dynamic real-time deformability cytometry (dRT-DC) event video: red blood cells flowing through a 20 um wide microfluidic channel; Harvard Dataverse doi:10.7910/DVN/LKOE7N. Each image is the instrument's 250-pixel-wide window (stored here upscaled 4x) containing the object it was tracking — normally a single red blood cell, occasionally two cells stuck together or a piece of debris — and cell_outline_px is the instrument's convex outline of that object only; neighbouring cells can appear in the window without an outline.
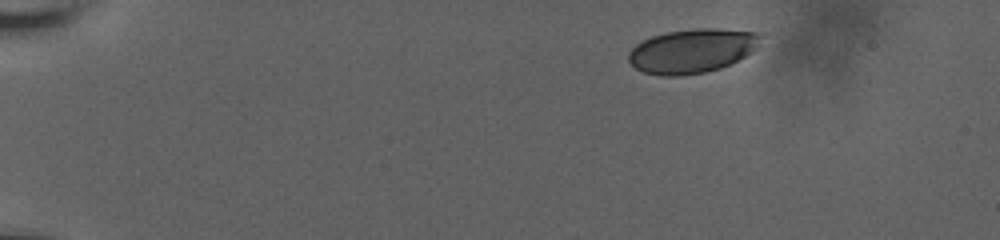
{"species": "human", "species_latin": "Homo sapiens", "temperature_condition": "room temperature", "stored_images_in_passage": 12, "camera_frame_rate_fps": 3000, "um_per_image_px": 0.085, "donor": {"sex": "male"}, "frame": {"image": 1, "passage_image": 1, "time_ms": 0.0, "image_size_px": [1000, 240], "cell_outline_px": [[760, 36], [756, 48], [752, 52], [732, 64], [720, 68], [704, 72], [680, 76], [660, 76], [644, 72], [636, 68], [628, 60], [628, 52], [636, 44], [652, 36], [668, 32], [696, 28], [720, 28], [760, 32]], "centroid_in_image_um": [58.83, 4.32], "position_along_channel_um": 26.2, "area_um2": 34.04}}
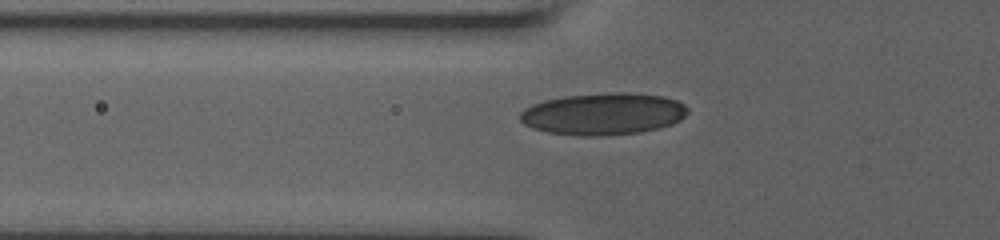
{"frame": {"image": 2, "passage_image": 9, "time_ms": 4.333, "image_size_px": [1000, 240], "cell_outline_px": [[688, 112], [680, 120], [672, 124], [660, 128], [640, 132], [604, 136], [576, 136], [548, 132], [532, 128], [524, 124], [520, 120], [520, 112], [524, 108], [532, 104], [544, 100], [564, 96], [612, 92], [628, 92], [664, 96], [676, 100], [684, 104], [688, 108]], "centroid_in_image_um": [51.28, 9.68], "position_along_channel_um": 74.5, "area_um2": 41.33}}
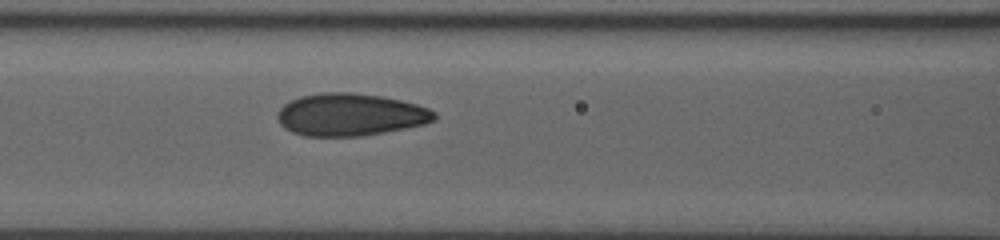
{"frame": {"image": 3, "passage_image": 12, "time_ms": 6.0, "image_size_px": [1000, 240], "cell_outline_px": [[436, 116], [432, 120], [424, 124], [384, 132], [360, 136], [304, 136], [292, 132], [284, 128], [280, 124], [276, 116], [276, 112], [284, 104], [300, 96], [324, 92], [352, 92], [380, 96], [400, 100], [416, 104], [428, 108], [436, 112]], "centroid_in_image_um": [29.73, 9.74], "position_along_channel_um": 136.9, "area_um2": 38.73}}